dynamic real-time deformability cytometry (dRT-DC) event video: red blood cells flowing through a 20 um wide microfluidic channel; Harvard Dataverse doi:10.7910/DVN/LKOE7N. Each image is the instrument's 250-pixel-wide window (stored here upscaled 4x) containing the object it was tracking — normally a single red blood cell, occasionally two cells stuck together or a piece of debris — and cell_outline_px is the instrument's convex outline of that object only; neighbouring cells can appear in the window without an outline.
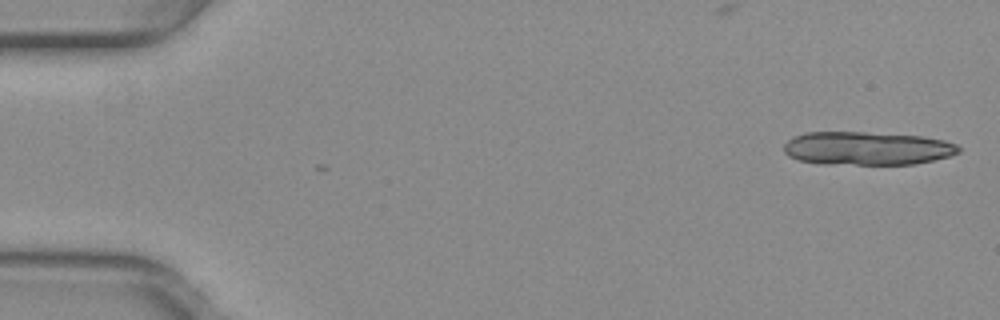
{"species": "common noctule bat (a hibernating species)", "species_latin": "Nyctalus noctula", "temperature_condition": "warm", "stored_images_in_passage": 4, "camera_frame_rate_fps": 3000, "um_per_image_px": 0.085, "animal": {"sex": "female", "body_mass_g": 29.2, "forearm_length_mm": 56.3}, "frame": {"image": 1, "passage_image": 4, "time_ms": 1.0, "image_size_px": [1000, 320], "cell_outline_px": [[960, 152], [948, 156], [916, 164], [820, 164], [800, 160], [788, 156], [784, 152], [784, 144], [792, 136], [804, 132], [864, 132], [924, 136], [944, 140], [956, 144], [960, 148]], "centroid_in_image_um": [73.67, 12.6], "position_along_channel_um": 11.3, "area_um2": 34.16}}